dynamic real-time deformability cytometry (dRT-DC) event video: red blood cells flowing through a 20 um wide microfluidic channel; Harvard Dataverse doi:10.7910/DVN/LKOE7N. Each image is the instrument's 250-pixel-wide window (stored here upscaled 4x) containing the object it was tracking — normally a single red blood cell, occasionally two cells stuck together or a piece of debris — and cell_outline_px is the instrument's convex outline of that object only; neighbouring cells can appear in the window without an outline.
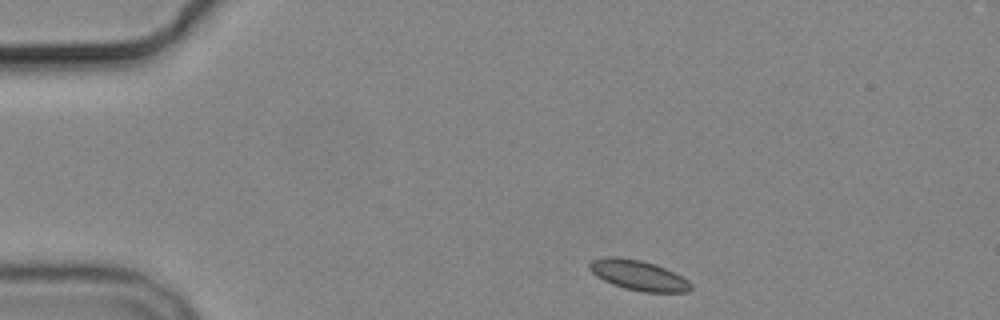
{"species": "common noctule bat (a hibernating species)", "species_latin": "Nyctalus noctula", "temperature_condition": "cold", "stored_images_in_passage": 3, "camera_frame_rate_fps": 3000, "um_per_image_px": 0.085, "animal": {"sex": "male", "body_mass_g": 19.2, "forearm_length_mm": 51.8}, "frame": {"image": 1, "passage_image": 1, "time_ms": 0.0, "image_size_px": [1000, 320], "cell_outline_px": [[692, 288], [688, 292], [644, 292], [624, 288], [612, 284], [596, 276], [588, 268], [588, 264], [592, 260], [608, 256], [616, 256], [640, 260], [656, 264], [688, 280], [692, 284]], "centroid_in_image_um": [54.25, 23.39], "position_along_channel_um": 30.8, "area_um2": 17.74}}
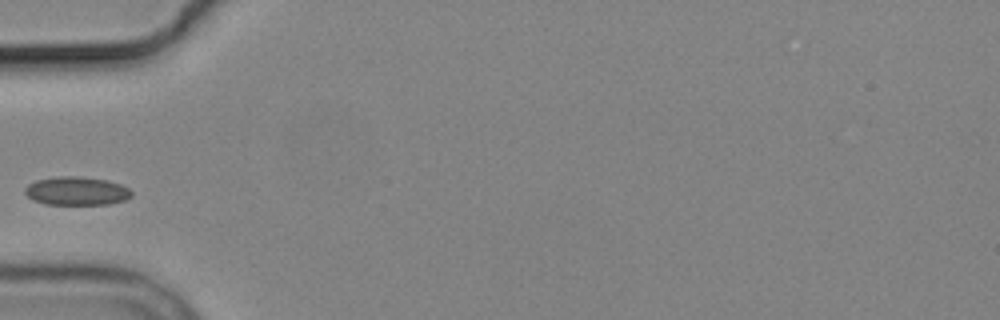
{"frame": {"image": 2, "passage_image": 3, "time_ms": 3.0, "image_size_px": [1000, 320], "cell_outline_px": [[132, 196], [124, 200], [108, 204], [44, 204], [32, 200], [24, 192], [24, 188], [28, 184], [36, 180], [56, 176], [80, 176], [108, 180], [120, 184], [128, 188], [132, 192]], "centroid_in_image_um": [6.49, 16.22], "position_along_channel_um": 78.5, "area_um2": 17.8}}